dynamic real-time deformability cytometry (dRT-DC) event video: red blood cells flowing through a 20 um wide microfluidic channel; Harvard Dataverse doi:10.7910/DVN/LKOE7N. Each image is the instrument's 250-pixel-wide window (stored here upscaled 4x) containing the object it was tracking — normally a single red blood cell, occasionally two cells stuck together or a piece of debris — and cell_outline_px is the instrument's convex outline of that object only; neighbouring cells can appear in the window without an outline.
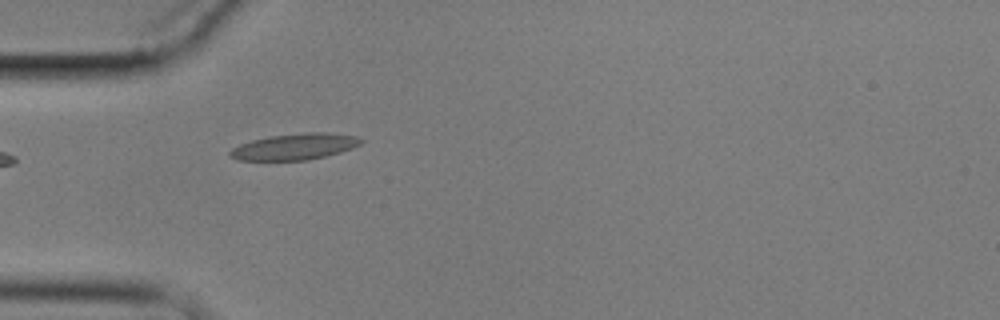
{"species": "common noctule bat (a hibernating species)", "species_latin": "Nyctalus noctula", "temperature_condition": "cold", "stored_images_in_passage": 12, "camera_frame_rate_fps": 3000, "um_per_image_px": 0.085, "animal": {"sex": "male", "body_mass_g": 17.9}, "frame": {"image": 1, "passage_image": 5, "time_ms": 5.333, "image_size_px": [1000, 320], "cell_outline_px": [[364, 140], [360, 144], [352, 148], [340, 152], [308, 160], [236, 160], [228, 156], [228, 152], [232, 148], [240, 144], [252, 140], [268, 136], [308, 132], [324, 132], [356, 136]], "centroid_in_image_um": [25.01, 12.46], "position_along_channel_um": 60.0, "area_um2": 20.0}}
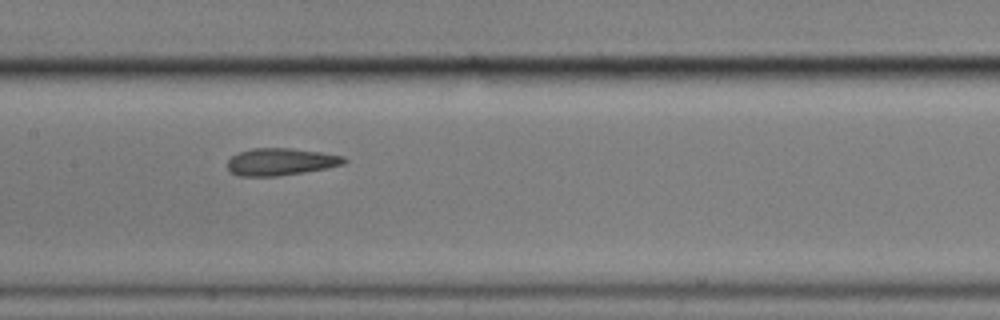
{"frame": {"image": 2, "passage_image": 8, "time_ms": 9.0, "image_size_px": [1000, 320], "cell_outline_px": [[348, 160], [344, 164], [328, 168], [304, 172], [276, 176], [236, 176], [228, 168], [228, 160], [232, 156], [240, 152], [252, 148], [288, 148], [320, 152], [344, 156]], "centroid_in_image_um": [23.88, 13.75], "position_along_channel_um": 183.5, "area_um2": 18.44}}
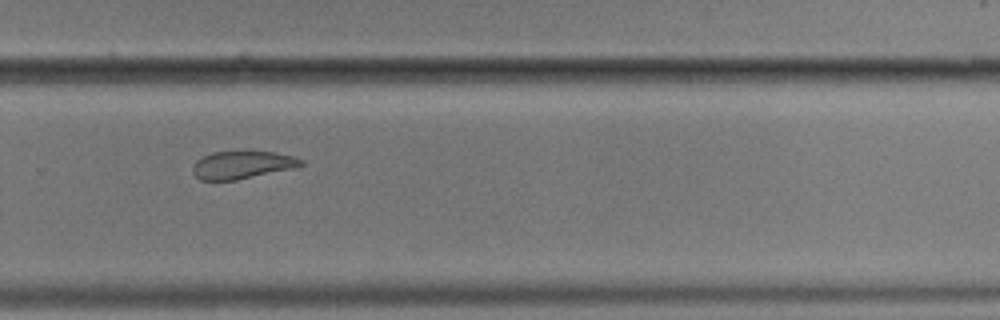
{"frame": {"image": 3, "passage_image": 11, "time_ms": 12.667, "image_size_px": [1000, 320], "cell_outline_px": [[304, 164], [296, 168], [236, 180], [200, 180], [192, 172], [192, 168], [196, 160], [212, 152], [240, 148], [248, 148], [272, 152], [292, 156], [304, 160]], "centroid_in_image_um": [20.6, 13.96], "position_along_channel_um": 309.2, "area_um2": 18.38}}